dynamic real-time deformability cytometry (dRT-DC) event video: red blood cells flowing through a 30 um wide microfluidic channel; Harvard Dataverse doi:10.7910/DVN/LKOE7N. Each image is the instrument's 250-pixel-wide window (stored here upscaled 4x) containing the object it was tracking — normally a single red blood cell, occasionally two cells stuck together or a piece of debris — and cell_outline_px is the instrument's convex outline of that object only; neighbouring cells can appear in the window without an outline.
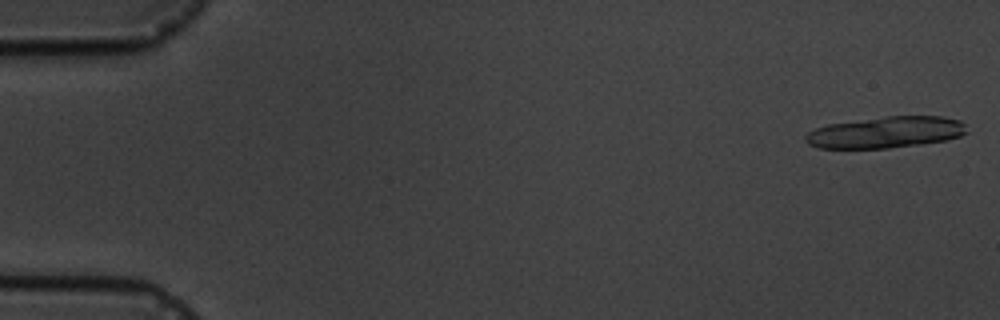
{"species": "common noctule bat (a hibernating species)", "species_latin": "Nyctalus noctula", "temperature_condition": "cold", "stored_images_in_passage": 11, "camera_frame_rate_fps": 3000, "um_per_image_px": 0.085, "animal": {"sex": "male", "body_mass_g": 19.5, "forearm_length_mm": 54.6}, "frame": {"image": 1, "passage_image": 1, "time_ms": 0.0, "image_size_px": [1000, 320], "cell_outline_px": [[968, 132], [960, 136], [948, 140], [920, 144], [888, 148], [820, 148], [808, 144], [804, 140], [804, 136], [808, 132], [816, 128], [828, 124], [884, 116], [940, 116], [960, 120], [964, 124]], "centroid_in_image_um": [75.29, 11.24], "position_along_channel_um": 9.7, "area_um2": 29.59}}
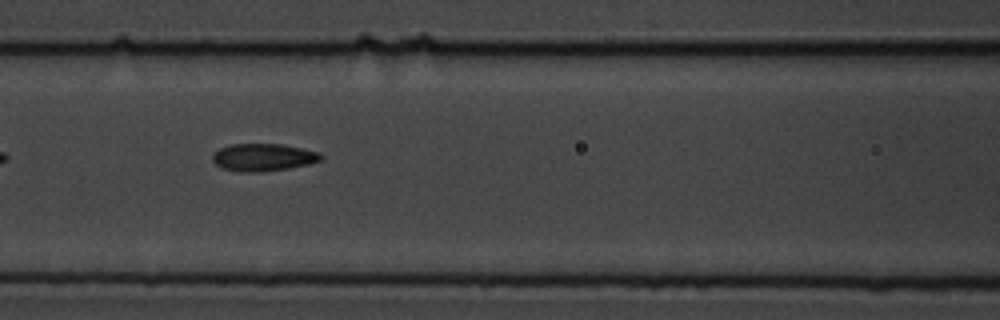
{"frame": {"image": 2, "passage_image": 8, "time_ms": 8.0, "image_size_px": [1000, 320], "cell_outline_px": [[324, 156], [320, 160], [308, 164], [288, 168], [260, 172], [240, 172], [220, 168], [212, 160], [212, 152], [220, 148], [232, 144], [280, 144], [320, 152]], "centroid_in_image_um": [22.33, 13.37], "position_along_channel_um": 144.3, "area_um2": 17.4}}
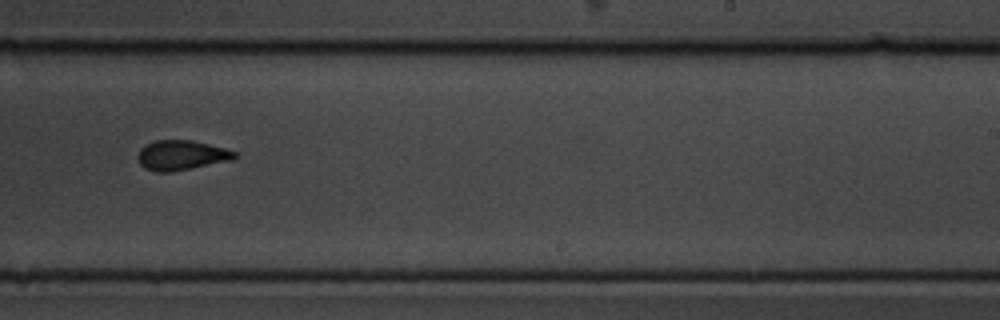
{"frame": {"image": 3, "passage_image": 11, "time_ms": 11.667, "image_size_px": [1000, 320], "cell_outline_px": [[236, 156], [232, 160], [172, 172], [156, 172], [144, 168], [140, 164], [136, 156], [140, 148], [144, 144], [156, 140], [192, 140], [224, 148], [236, 152]], "centroid_in_image_um": [15.36, 13.19], "position_along_channel_um": 273.6, "area_um2": 16.94}}